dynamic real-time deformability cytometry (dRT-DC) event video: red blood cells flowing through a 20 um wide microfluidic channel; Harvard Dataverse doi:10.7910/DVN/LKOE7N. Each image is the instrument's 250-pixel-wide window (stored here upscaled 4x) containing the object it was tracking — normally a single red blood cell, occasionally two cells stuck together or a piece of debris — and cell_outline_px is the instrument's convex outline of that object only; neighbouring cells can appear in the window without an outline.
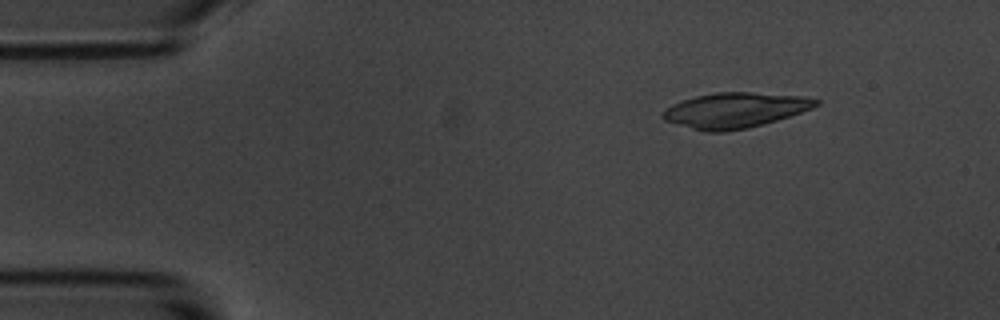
{"species": "common noctule bat (a hibernating species)", "species_latin": "Nyctalus noctula", "temperature_condition": "room temperature", "stored_images_in_passage": 5, "camera_frame_rate_fps": 3000, "um_per_image_px": 0.085, "animal": {"sex": "male", "body_mass_g": 20.1, "forearm_length_mm": 53.5}, "frame": {"image": 1, "passage_image": 3, "time_ms": 2.0, "image_size_px": [1000, 320], "cell_outline_px": [[820, 104], [812, 108], [776, 120], [748, 128], [724, 132], [704, 132], [676, 124], [664, 120], [660, 116], [672, 104], [696, 96], [716, 92], [752, 92], [800, 96], [820, 100]], "centroid_in_image_um": [62.45, 9.38], "position_along_channel_um": 22.5, "area_um2": 31.21}}